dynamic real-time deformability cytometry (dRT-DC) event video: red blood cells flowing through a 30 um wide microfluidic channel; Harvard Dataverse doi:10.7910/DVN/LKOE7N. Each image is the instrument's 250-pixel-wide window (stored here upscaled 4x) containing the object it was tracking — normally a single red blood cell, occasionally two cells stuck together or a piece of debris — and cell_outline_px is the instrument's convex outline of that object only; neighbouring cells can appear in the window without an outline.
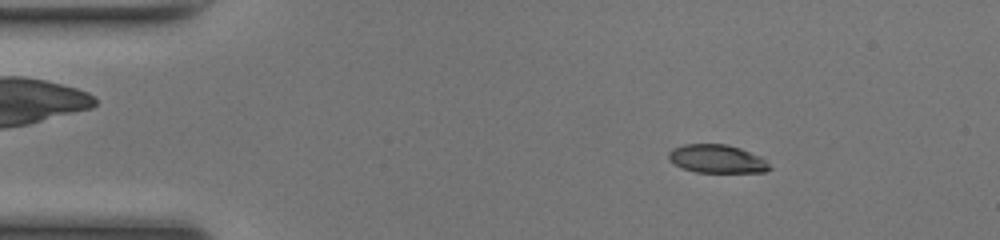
{"species": "common noctule bat (a hibernating species)", "species_latin": "Nyctalus noctula", "temperature_condition": "room temperature", "stored_images_in_passage": 47, "camera_frame_rate_fps": 3000, "um_per_image_px": 0.085, "animal": {"sex": "female", "body_mass_g": 17.0, "forearm_length_mm": 48.0}, "frame": {"image": 1, "passage_image": 5, "time_ms": 1.333, "image_size_px": [1000, 240], "cell_outline_px": [[772, 168], [764, 172], [696, 172], [684, 168], [668, 160], [668, 152], [672, 148], [684, 144], [728, 144], [740, 148], [760, 156]], "centroid_in_image_um": [60.92, 13.49], "position_along_channel_um": 24.1, "area_um2": 16.59}}
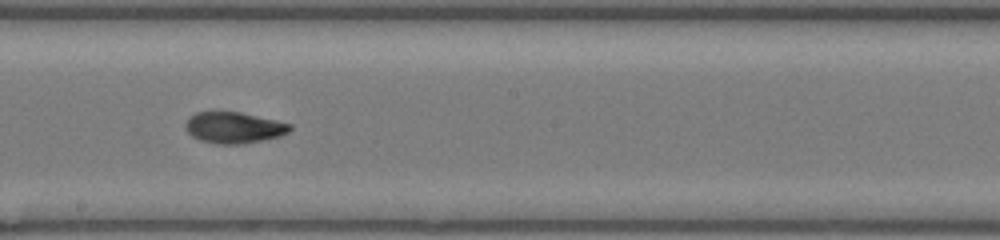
{"frame": {"image": 2, "passage_image": 25, "time_ms": 8.0, "image_size_px": [1000, 240], "cell_outline_px": [[292, 128], [288, 132], [280, 136], [244, 144], [216, 144], [200, 140], [192, 136], [184, 128], [184, 124], [188, 116], [196, 112], [240, 112], [292, 124]], "centroid_in_image_um": [19.84, 10.85], "position_along_channel_um": 228.4, "area_um2": 19.07}}
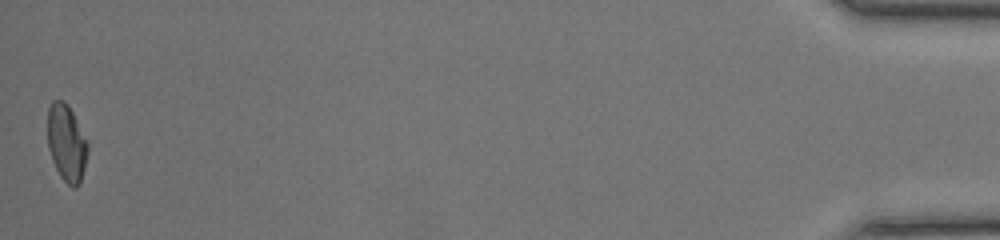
{"frame": {"image": 3, "passage_image": 47, "time_ms": 15.333, "image_size_px": [1000, 240], "cell_outline_px": [[88, 152], [80, 184], [76, 188], [72, 188], [60, 176], [52, 160], [48, 148], [48, 108], [52, 100], [64, 100], [72, 112], [88, 144]], "centroid_in_image_um": [5.65, 12.17], "position_along_channel_um": 429.6, "area_um2": 17.86}, "authors_computed_cell_mechanics": {"area_um2": 18.9584, "velocity_mm_per_s": 4.1635, "shape_relaxation_time_tau1_ms": 5.0187, "shape_relaxation_time_tau2_ms": 2.0542, "deformation_change_tau1": 0.184, "deformation_change_tau2": 0.0749}}